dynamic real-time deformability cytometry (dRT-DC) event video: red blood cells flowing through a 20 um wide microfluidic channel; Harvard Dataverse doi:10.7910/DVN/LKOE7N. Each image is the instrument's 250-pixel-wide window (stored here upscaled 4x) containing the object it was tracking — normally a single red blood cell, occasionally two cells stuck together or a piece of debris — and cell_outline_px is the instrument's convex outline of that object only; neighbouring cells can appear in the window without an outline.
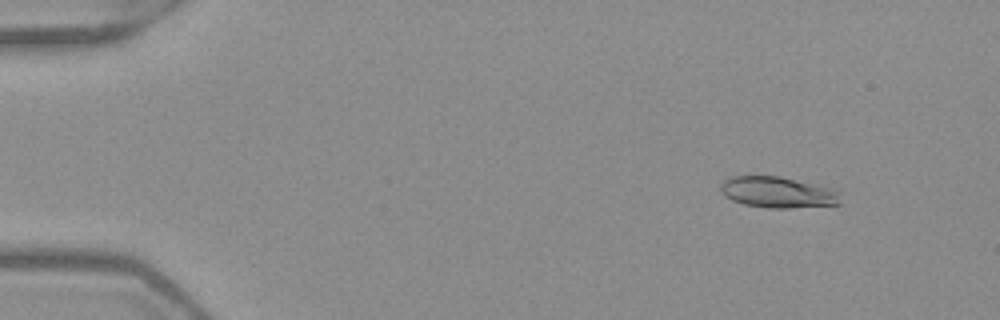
{"species": "Egyptian fruit bat (a non-hibernating species)", "species_latin": "Rousettus aegyptiacus", "temperature_condition": "warm", "stored_images_in_passage": 19, "camera_frame_rate_fps": 3000, "um_per_image_px": 0.085, "frame": {"image": 1, "passage_image": 6, "time_ms": 1.667, "image_size_px": [1000, 320], "cell_outline_px": [[844, 192], [840, 204], [788, 208], [768, 208], [744, 204], [732, 200], [724, 196], [720, 192], [720, 184], [724, 180], [732, 176], [780, 176], [832, 188]], "centroid_in_image_um": [66.15, 16.34], "position_along_channel_um": 18.9, "area_um2": 22.02}}
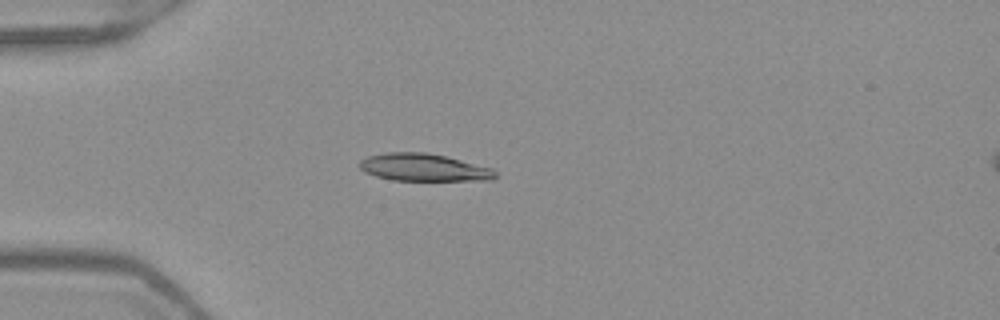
{"frame": {"image": 2, "passage_image": 15, "time_ms": 4.667, "image_size_px": [1000, 320], "cell_outline_px": [[500, 176], [492, 180], [392, 180], [376, 176], [364, 172], [360, 168], [360, 160], [368, 156], [388, 152], [424, 152], [444, 156], [492, 168]], "centroid_in_image_um": [36.03, 14.24], "position_along_channel_um": 49.0, "area_um2": 21.62}}
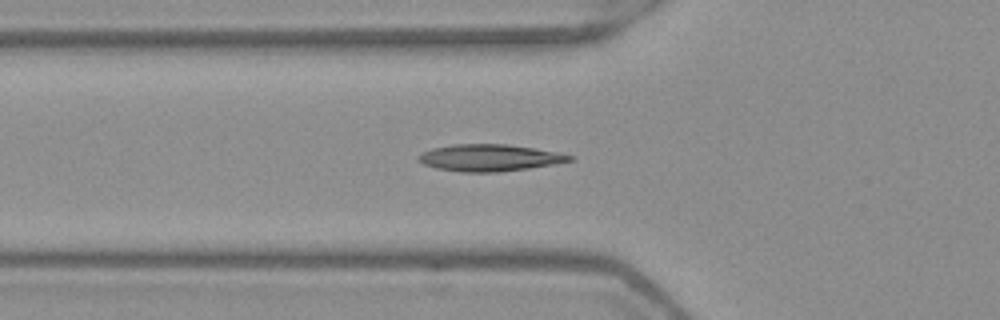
{"frame": {"image": 3, "passage_image": 19, "time_ms": 6.0, "image_size_px": [1000, 320], "cell_outline_px": [[576, 156], [572, 160], [556, 164], [500, 172], [460, 172], [436, 168], [424, 164], [416, 160], [416, 156], [420, 152], [432, 148], [452, 144], [508, 144], [560, 152]], "centroid_in_image_um": [41.6, 13.4], "position_along_channel_um": 84.2, "area_um2": 23.99}}